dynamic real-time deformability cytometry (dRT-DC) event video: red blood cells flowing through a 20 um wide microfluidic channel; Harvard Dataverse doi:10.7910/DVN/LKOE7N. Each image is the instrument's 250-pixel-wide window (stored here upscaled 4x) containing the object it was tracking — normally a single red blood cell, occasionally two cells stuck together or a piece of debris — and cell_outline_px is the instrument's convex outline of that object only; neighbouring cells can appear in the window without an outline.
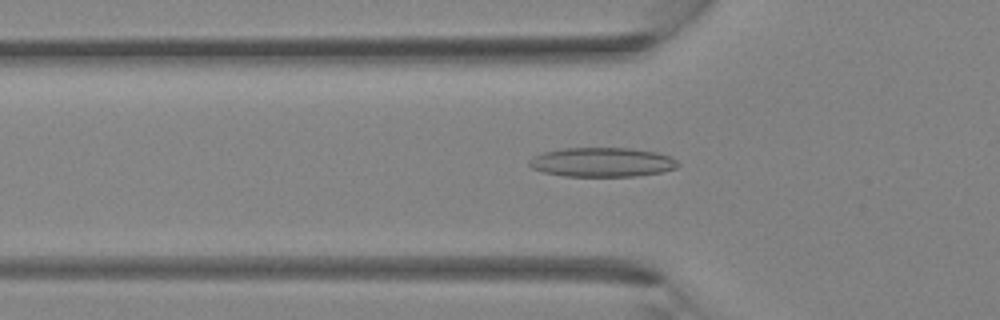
{"species": "Egyptian fruit bat (a non-hibernating species)", "species_latin": "Rousettus aegyptiacus", "temperature_condition": "room temperature", "stored_images_in_passage": 38, "camera_frame_rate_fps": 3000, "um_per_image_px": 0.085, "animal": {"sex": "female"}, "frame": {"image": 1, "passage_image": 13, "time_ms": 4.0, "image_size_px": [1000, 320], "cell_outline_px": [[680, 164], [676, 168], [660, 172], [636, 176], [564, 176], [544, 172], [532, 168], [528, 164], [528, 160], [544, 152], [564, 148], [632, 148], [656, 152], [668, 156], [676, 160]], "centroid_in_image_um": [51.18, 13.78], "position_along_channel_um": 74.6, "area_um2": 25.26}}
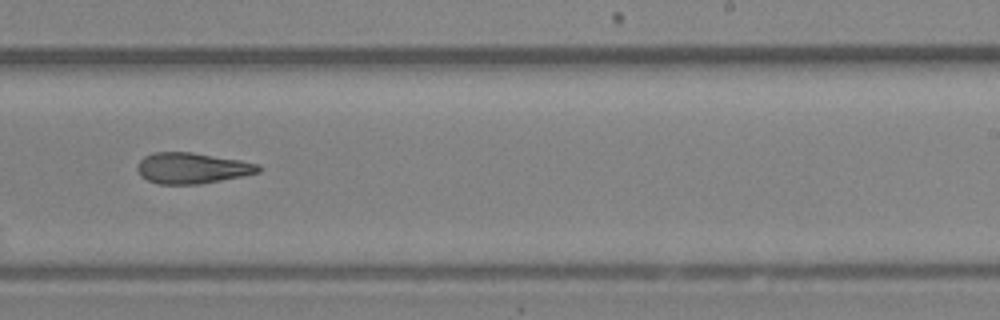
{"frame": {"image": 2, "passage_image": 24, "time_ms": 7.667, "image_size_px": [1000, 320], "cell_outline_px": [[260, 172], [244, 176], [200, 184], [160, 184], [148, 180], [140, 176], [136, 168], [136, 164], [144, 156], [156, 152], [192, 152], [240, 160], [260, 164]], "centroid_in_image_um": [16.32, 14.29], "position_along_channel_um": 272.7, "area_um2": 21.91}}
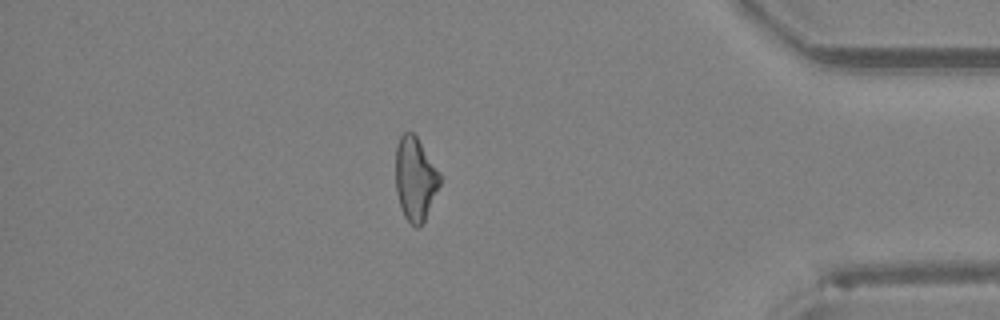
{"frame": {"image": 3, "passage_image": 33, "time_ms": 10.667, "image_size_px": [1000, 320], "cell_outline_px": [[440, 184], [424, 220], [420, 228], [416, 228], [404, 216], [396, 192], [396, 144], [400, 136], [404, 132], [412, 132], [416, 136], [440, 176]], "centroid_in_image_um": [35.26, 15.21], "position_along_channel_um": 399.9, "area_um2": 20.98}}